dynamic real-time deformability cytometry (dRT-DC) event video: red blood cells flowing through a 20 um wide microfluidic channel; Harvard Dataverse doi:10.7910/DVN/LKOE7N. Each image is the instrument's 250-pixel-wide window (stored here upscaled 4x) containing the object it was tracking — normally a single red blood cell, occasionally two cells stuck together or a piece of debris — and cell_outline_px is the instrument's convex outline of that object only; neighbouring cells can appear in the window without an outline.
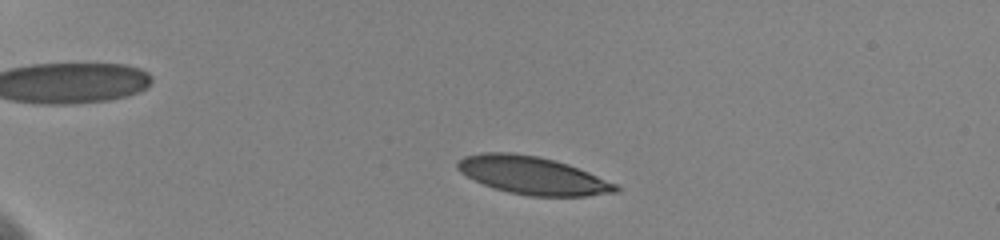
{"species": "human", "species_latin": "Homo sapiens", "temperature_condition": "cold", "stored_images_in_passage": 35, "camera_frame_rate_fps": 3000, "um_per_image_px": 0.085, "donor": {"sex": "female"}, "frame": {"image": 1, "passage_image": 8, "time_ms": 2.0, "image_size_px": [1000, 240], "cell_outline_px": [[620, 192], [588, 196], [528, 196], [508, 192], [492, 188], [460, 172], [456, 168], [456, 164], [464, 156], [480, 152], [512, 152], [536, 156], [568, 164], [588, 172], [616, 184], [620, 188]], "centroid_in_image_um": [45.26, 14.91], "position_along_channel_um": 39.7, "area_um2": 34.8}}
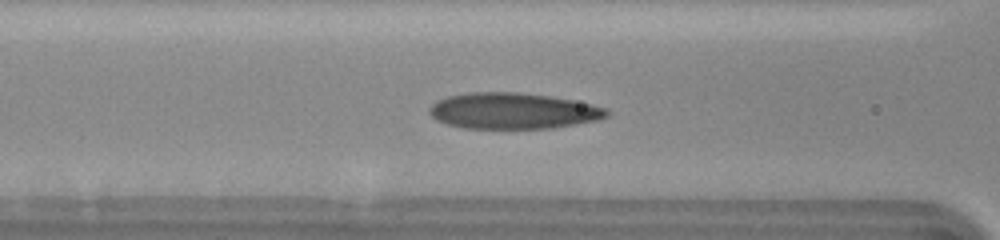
{"frame": {"image": 2, "passage_image": 26, "time_ms": 6.333, "image_size_px": [1000, 240], "cell_outline_px": [[608, 116], [600, 120], [552, 128], [464, 128], [448, 124], [436, 120], [428, 112], [428, 108], [436, 100], [448, 96], [472, 92], [516, 92], [548, 96], [572, 100], [592, 104], [608, 108]], "centroid_in_image_um": [43.61, 9.42], "position_along_channel_um": 123.0, "area_um2": 37.28}}